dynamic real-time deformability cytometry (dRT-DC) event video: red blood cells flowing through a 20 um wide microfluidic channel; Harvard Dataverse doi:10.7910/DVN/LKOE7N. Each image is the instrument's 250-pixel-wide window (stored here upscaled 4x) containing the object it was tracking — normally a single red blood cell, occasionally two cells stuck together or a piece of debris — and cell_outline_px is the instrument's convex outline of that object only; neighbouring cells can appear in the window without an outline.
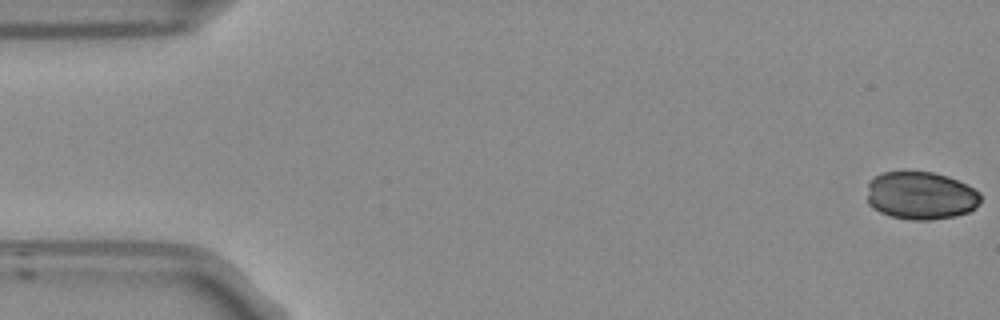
{"species": "Egyptian fruit bat (a non-hibernating species)", "species_latin": "Rousettus aegyptiacus", "temperature_condition": "room temperature", "stored_images_in_passage": 15, "camera_frame_rate_fps": 3000, "um_per_image_px": 0.085, "frame": {"image": 1, "passage_image": 1, "time_ms": 0.0, "image_size_px": [1000, 320], "cell_outline_px": [[980, 204], [976, 208], [968, 212], [956, 216], [932, 220], [912, 220], [892, 216], [880, 212], [872, 208], [868, 204], [868, 180], [884, 172], [932, 172], [948, 176], [968, 184], [980, 192]], "centroid_in_image_um": [78.29, 16.63], "position_along_channel_um": 6.7, "area_um2": 31.96}}
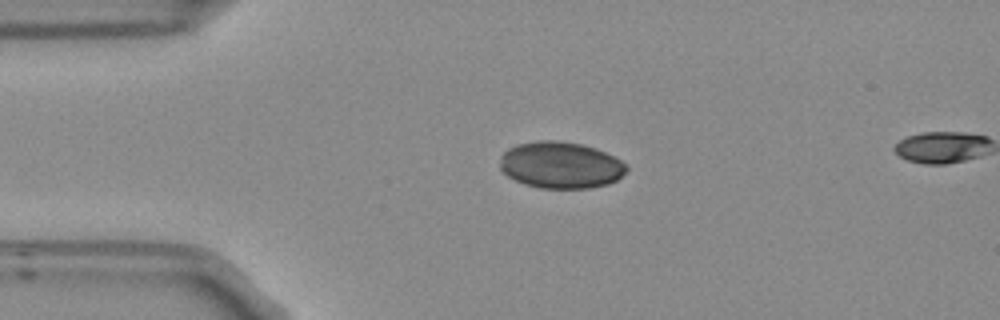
{"frame": {"image": 2, "passage_image": 12, "time_ms": 3.667, "image_size_px": [1000, 320], "cell_outline_px": [[628, 168], [616, 180], [608, 184], [588, 188], [540, 188], [524, 184], [508, 176], [500, 168], [500, 156], [508, 148], [516, 144], [540, 140], [556, 140], [580, 144], [596, 148], [628, 164]], "centroid_in_image_um": [47.64, 14.03], "position_along_channel_um": 37.4, "area_um2": 34.33}}